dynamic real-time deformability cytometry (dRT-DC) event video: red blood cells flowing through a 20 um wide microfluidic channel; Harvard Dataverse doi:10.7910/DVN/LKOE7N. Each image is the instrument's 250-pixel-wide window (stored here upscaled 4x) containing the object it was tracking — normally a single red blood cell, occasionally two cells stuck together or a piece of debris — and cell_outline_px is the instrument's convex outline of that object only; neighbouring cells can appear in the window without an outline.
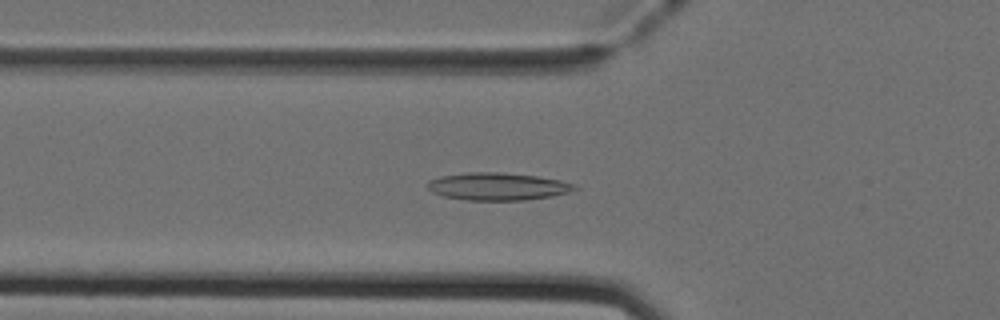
{"species": "Egyptian fruit bat (a non-hibernating species)", "species_latin": "Rousettus aegyptiacus", "temperature_condition": "cold", "stored_images_in_passage": 50, "camera_frame_rate_fps": 3000, "um_per_image_px": 0.085, "animal": {"sex": "female"}, "frame": {"image": 1, "passage_image": 17, "time_ms": 5.333, "image_size_px": [1000, 320], "cell_outline_px": [[580, 188], [568, 192], [552, 196], [524, 200], [468, 200], [444, 196], [432, 192], [424, 184], [428, 180], [440, 176], [468, 172], [500, 172], [536, 176], [560, 180], [576, 184]], "centroid_in_image_um": [42.29, 15.84], "position_along_channel_um": 83.5, "area_um2": 23.7}}
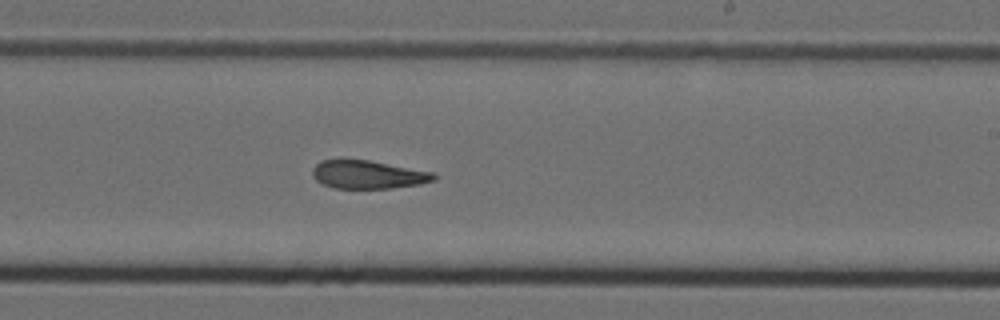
{"frame": {"image": 2, "passage_image": 30, "time_ms": 9.667, "image_size_px": [1000, 320], "cell_outline_px": [[436, 180], [420, 184], [392, 188], [332, 188], [316, 180], [312, 176], [312, 168], [320, 160], [340, 156], [368, 160], [436, 172]], "centroid_in_image_um": [31.24, 14.79], "position_along_channel_um": 257.8, "area_um2": 20.75}}
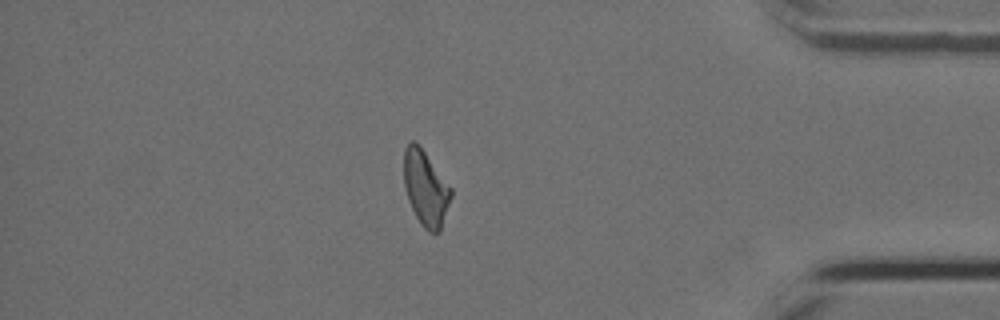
{"frame": {"image": 3, "passage_image": 43, "time_ms": 14.0, "image_size_px": [1000, 320], "cell_outline_px": [[452, 196], [440, 232], [428, 232], [420, 224], [408, 200], [404, 184], [404, 148], [412, 140], [424, 152], [452, 188]], "centroid_in_image_um": [36.19, 16.04], "position_along_channel_um": 399.0, "area_um2": 20.4}, "authors_computed_cell_mechanics": {"area_um2": 20.9525, "velocity_mm_per_s": 4.012, "shape_relaxation_time_tau1_ms": null, "shape_relaxation_time_tau2_ms": 3.7454, "deformation_change_tau1": null, "deformation_change_tau2": 0.1226}}